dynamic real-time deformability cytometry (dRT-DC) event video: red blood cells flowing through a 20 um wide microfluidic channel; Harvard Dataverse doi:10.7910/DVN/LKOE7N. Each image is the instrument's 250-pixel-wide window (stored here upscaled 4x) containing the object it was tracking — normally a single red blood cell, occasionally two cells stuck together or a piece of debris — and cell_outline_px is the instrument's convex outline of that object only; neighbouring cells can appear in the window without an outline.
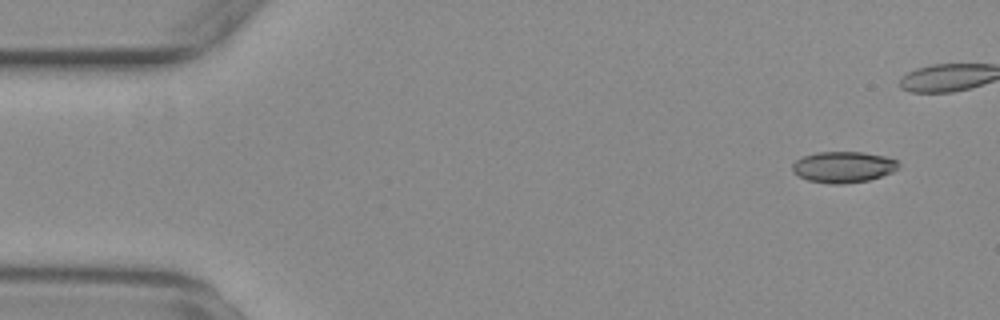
{"species": "common noctule bat (a hibernating species)", "species_latin": "Nyctalus noctula", "temperature_condition": "warm", "stored_images_in_passage": 45, "camera_frame_rate_fps": 3000, "um_per_image_px": 0.085, "animal": {"sex": "female", "body_mass_g": 29.2, "forearm_length_mm": 56.3}, "frame": {"image": 1, "passage_image": 4, "time_ms": 1.0, "image_size_px": [1000, 320], "cell_outline_px": [[892, 160], [884, 172], [876, 176], [864, 180], [812, 180], [796, 172], [800, 160], [808, 156], [832, 152], [852, 152], [876, 156]], "centroid_in_image_um": [71.59, 14.14], "position_along_channel_um": 13.4, "area_um2": 15.49}}
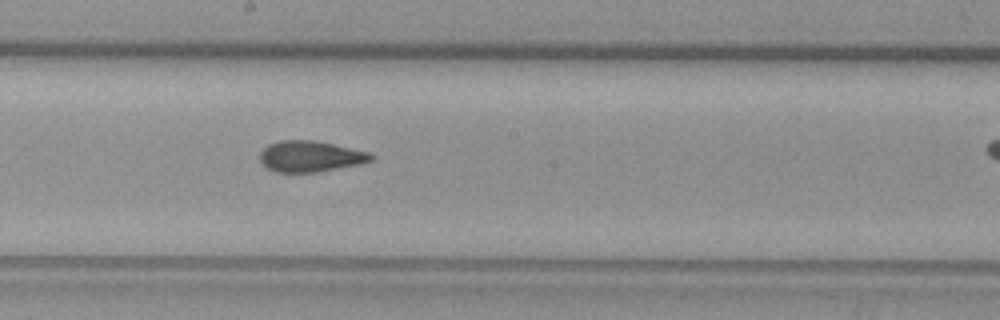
{"frame": {"image": 2, "passage_image": 30, "time_ms": 9.667, "image_size_px": [1000, 320], "cell_outline_px": [[368, 160], [324, 168], [296, 172], [288, 172], [272, 168], [264, 160], [264, 152], [268, 148], [276, 144], [324, 144], [360, 152], [368, 156]], "centroid_in_image_um": [26.31, 13.34], "position_along_channel_um": 221.9, "area_um2": 15.49}}
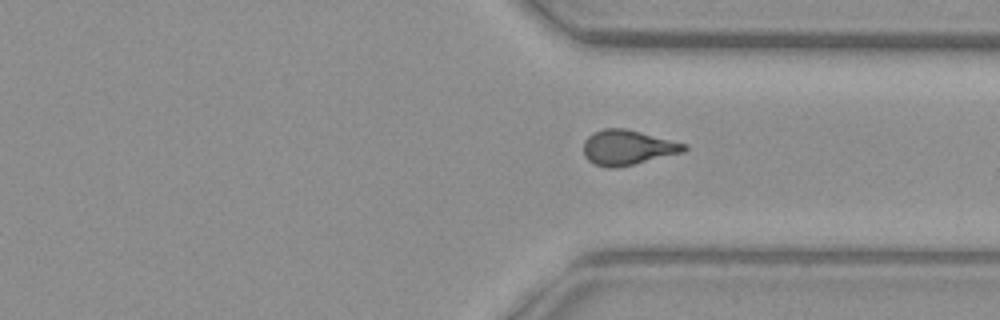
{"frame": {"image": 3, "passage_image": 41, "time_ms": 13.333, "image_size_px": [1000, 320], "cell_outline_px": [[684, 148], [676, 152], [628, 164], [600, 164], [592, 160], [584, 152], [584, 148], [588, 140], [592, 136], [600, 132], [636, 132], [684, 144]], "centroid_in_image_um": [53.35, 12.54], "position_along_channel_um": 358.0, "area_um2": 16.94}}